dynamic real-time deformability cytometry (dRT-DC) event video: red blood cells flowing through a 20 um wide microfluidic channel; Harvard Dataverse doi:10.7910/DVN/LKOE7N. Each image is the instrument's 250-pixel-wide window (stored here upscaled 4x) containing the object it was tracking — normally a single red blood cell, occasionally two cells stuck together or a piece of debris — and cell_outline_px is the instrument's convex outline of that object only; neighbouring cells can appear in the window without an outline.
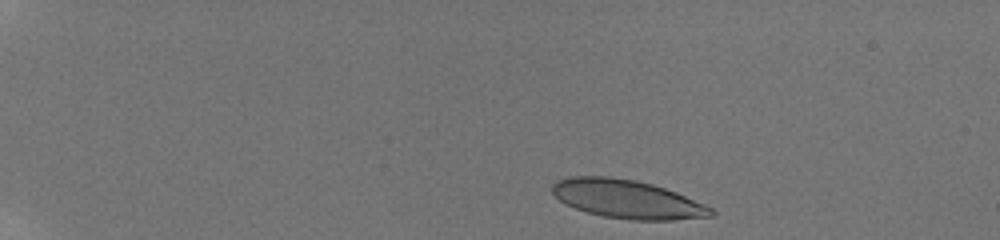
{"species": "human", "species_latin": "Homo sapiens", "temperature_condition": "room temperature", "stored_images_in_passage": 46, "camera_frame_rate_fps": 3000, "um_per_image_px": 0.085, "donor": {"sex": "male"}, "frame": {"image": 1, "passage_image": 2, "time_ms": 0.333, "image_size_px": [1000, 240], "cell_outline_px": [[716, 212], [712, 216], [672, 220], [628, 220], [604, 216], [588, 212], [576, 208], [560, 200], [552, 192], [552, 184], [556, 180], [568, 176], [608, 176], [636, 180], [652, 184], [676, 192], [704, 204], [712, 208]], "centroid_in_image_um": [53.31, 16.92], "position_along_channel_um": 31.7, "area_um2": 35.55}}
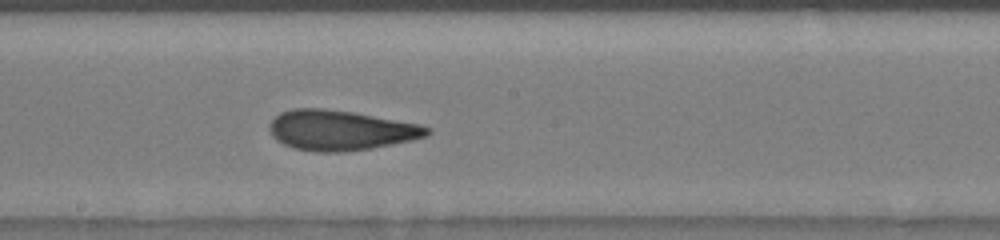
{"frame": {"image": 2, "passage_image": 25, "time_ms": 8.0, "image_size_px": [1000, 240], "cell_outline_px": [[432, 132], [428, 136], [412, 140], [372, 148], [340, 152], [316, 152], [292, 148], [276, 140], [272, 136], [268, 124], [280, 112], [292, 108], [320, 108], [352, 112], [420, 124], [432, 128]], "centroid_in_image_um": [28.94, 11.07], "position_along_channel_um": 219.3, "area_um2": 36.93}}
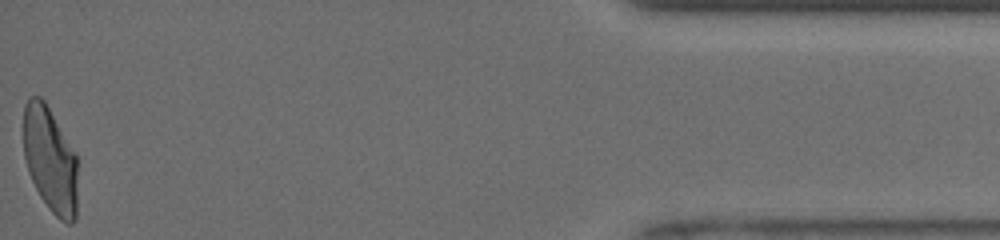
{"frame": {"image": 3, "passage_image": 46, "time_ms": 15.0, "image_size_px": [1000, 240], "cell_outline_px": [[76, 220], [72, 224], [68, 224], [60, 220], [48, 208], [40, 196], [28, 172], [24, 156], [24, 104], [28, 96], [40, 96], [44, 100], [76, 152]], "centroid_in_image_um": [4.26, 13.57], "position_along_channel_um": 430.9, "area_um2": 33.47}, "authors_computed_cell_mechanics": {"area_um2": 35.7204, "velocity_mm_per_s": 3.9592, "shape_relaxation_time_tau1_ms": 5.2026, "shape_relaxation_time_tau2_ms": 1.3447, "deformation_change_tau1": 0.1955, "deformation_change_tau2": 0.099}}